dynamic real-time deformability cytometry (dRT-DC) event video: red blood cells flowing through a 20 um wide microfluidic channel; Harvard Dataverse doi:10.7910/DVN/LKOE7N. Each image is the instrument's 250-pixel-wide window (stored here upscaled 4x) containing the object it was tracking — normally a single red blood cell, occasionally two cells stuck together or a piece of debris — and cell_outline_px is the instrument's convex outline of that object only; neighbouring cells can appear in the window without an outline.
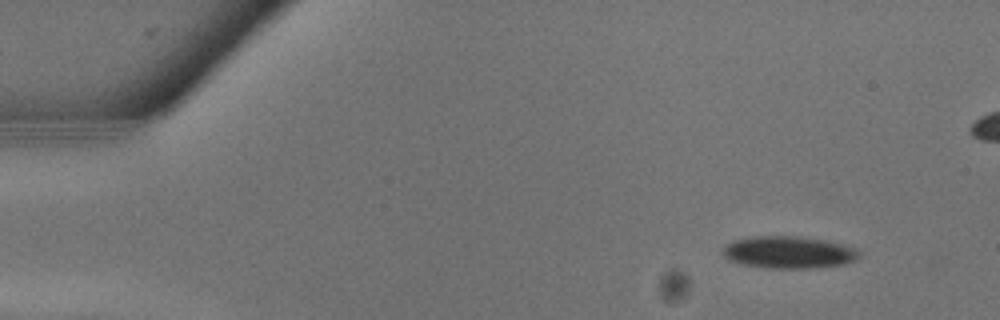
{"species": "common noctule bat (a hibernating species)", "species_latin": "Nyctalus noctula", "temperature_condition": "warm", "stored_images_in_passage": 13, "camera_frame_rate_fps": 3000, "um_per_image_px": 0.085, "animal": {"sex": "male", "body_mass_g": 13.3}, "frame": {"image": 1, "passage_image": 1, "time_ms": 0.0, "image_size_px": [1000, 320], "cell_outline_px": [[864, 256], [856, 260], [844, 264], [812, 268], [764, 268], [740, 264], [728, 260], [720, 252], [728, 244], [736, 240], [752, 236], [796, 236], [824, 240], [844, 244], [860, 248]], "centroid_in_image_um": [67.11, 21.45], "position_along_channel_um": 17.9, "area_um2": 26.01}}
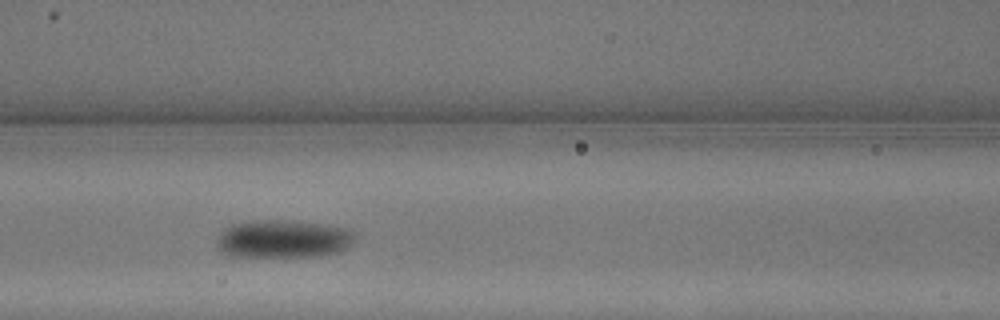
{"frame": {"image": 2, "passage_image": 10, "time_ms": 3.0, "image_size_px": [1000, 320], "cell_outline_px": [[356, 232], [352, 244], [348, 248], [340, 252], [324, 256], [228, 256], [216, 244], [216, 240], [220, 232], [224, 228], [232, 224], [252, 220], [276, 220], [324, 224], [344, 228]], "centroid_in_image_um": [24.09, 20.31], "position_along_channel_um": 142.5, "area_um2": 30.69}}
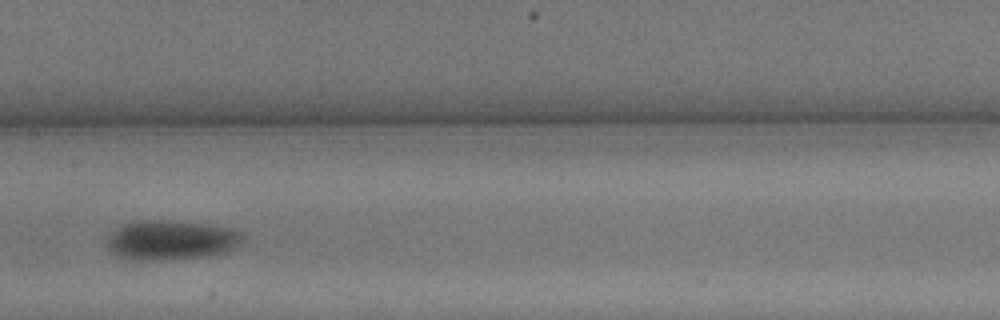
{"frame": {"image": 3, "passage_image": 12, "time_ms": 3.667, "image_size_px": [1000, 320], "cell_outline_px": [[244, 240], [240, 244], [228, 252], [208, 256], [160, 260], [136, 260], [120, 256], [112, 252], [108, 248], [108, 236], [120, 224], [140, 220], [172, 220], [208, 224], [232, 228], [244, 232]], "centroid_in_image_um": [14.6, 20.39], "position_along_channel_um": 192.8, "area_um2": 31.73}}